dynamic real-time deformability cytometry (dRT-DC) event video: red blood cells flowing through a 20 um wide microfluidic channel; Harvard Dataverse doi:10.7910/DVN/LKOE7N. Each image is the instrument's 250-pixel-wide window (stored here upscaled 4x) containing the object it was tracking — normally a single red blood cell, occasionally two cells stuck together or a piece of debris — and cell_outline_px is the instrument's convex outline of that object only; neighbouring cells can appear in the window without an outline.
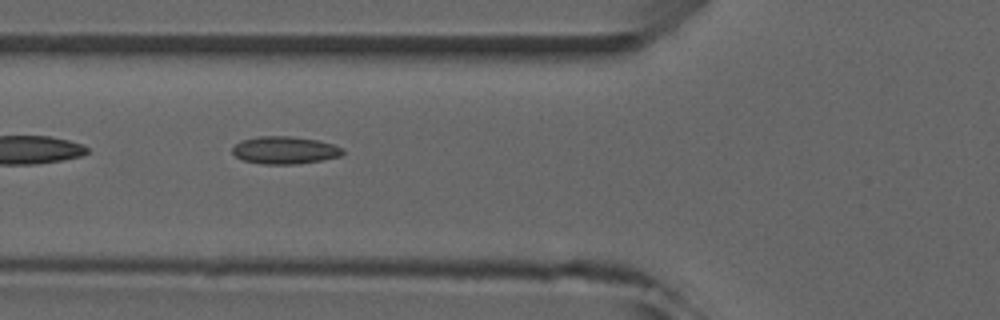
{"species": "common noctule bat (a hibernating species)", "species_latin": "Nyctalus noctula", "temperature_condition": "room temperature", "stored_images_in_passage": 9, "camera_frame_rate_fps": 3000, "um_per_image_px": 0.085, "animal": {"sex": "male", "forearm_length_mm": 52.5}, "frame": {"image": 1, "passage_image": 6, "time_ms": 6.0, "image_size_px": [1000, 320], "cell_outline_px": [[344, 152], [340, 156], [320, 160], [296, 164], [264, 164], [244, 160], [236, 156], [232, 152], [232, 148], [240, 140], [256, 136], [292, 136], [316, 140], [332, 144], [344, 148]], "centroid_in_image_um": [24.19, 12.75], "position_along_channel_um": 101.6, "area_um2": 17.63}}
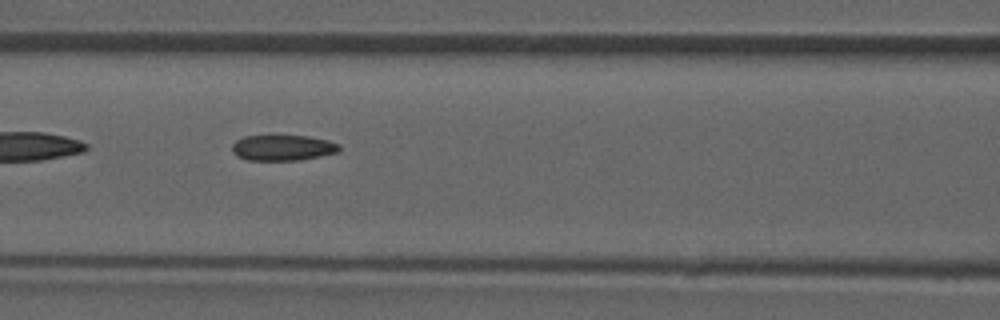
{"frame": {"image": 2, "passage_image": 7, "time_ms": 7.0, "image_size_px": [1000, 320], "cell_outline_px": [[340, 148], [336, 152], [320, 156], [300, 160], [248, 160], [236, 156], [232, 152], [232, 144], [236, 140], [244, 136], [308, 136], [328, 140], [340, 144]], "centroid_in_image_um": [24.01, 12.56], "position_along_channel_um": 142.6, "area_um2": 16.01}}